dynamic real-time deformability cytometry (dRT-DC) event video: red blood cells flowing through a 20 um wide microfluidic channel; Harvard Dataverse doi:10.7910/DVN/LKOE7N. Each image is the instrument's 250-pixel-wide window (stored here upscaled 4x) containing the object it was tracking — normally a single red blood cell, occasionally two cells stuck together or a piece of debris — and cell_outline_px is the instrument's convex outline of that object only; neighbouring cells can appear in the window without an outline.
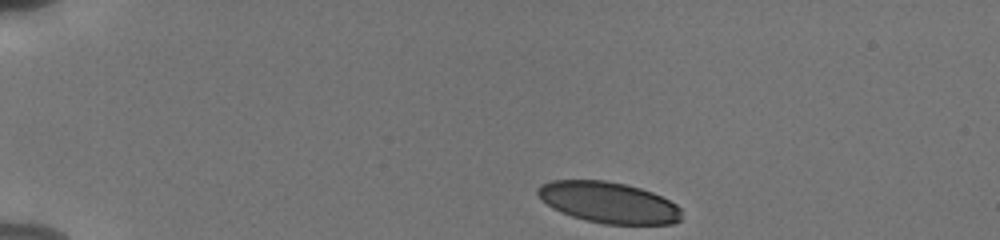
{"species": "human", "species_latin": "Homo sapiens", "temperature_condition": "cold", "stored_images_in_passage": 40, "camera_frame_rate_fps": 3000, "um_per_image_px": 0.085, "donor": {"sex": "male"}, "frame": {"image": 1, "passage_image": 1, "time_ms": 0.0, "image_size_px": [1000, 240], "cell_outline_px": [[680, 220], [672, 224], [604, 224], [572, 216], [552, 208], [536, 192], [536, 188], [540, 184], [552, 180], [604, 180], [624, 184], [640, 188], [652, 192], [676, 204], [680, 208]], "centroid_in_image_um": [51.72, 17.2], "position_along_channel_um": 33.3, "area_um2": 34.16}}
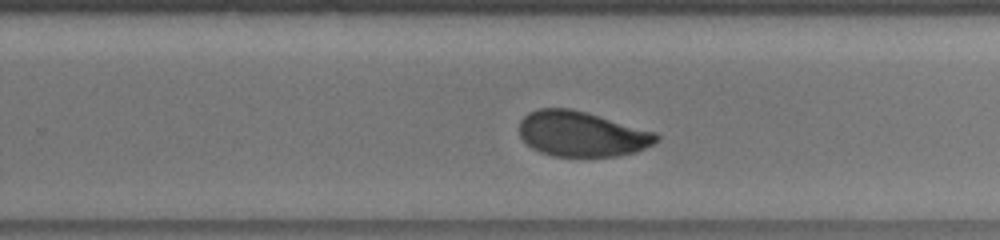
{"frame": {"image": 2, "passage_image": 27, "time_ms": 8.667, "image_size_px": [1000, 240], "cell_outline_px": [[660, 140], [636, 152], [616, 156], [552, 156], [540, 152], [532, 148], [520, 136], [520, 120], [528, 112], [540, 108], [572, 108], [588, 112], [656, 132], [660, 136]], "centroid_in_image_um": [49.46, 11.37], "position_along_channel_um": 280.3, "area_um2": 36.3}}
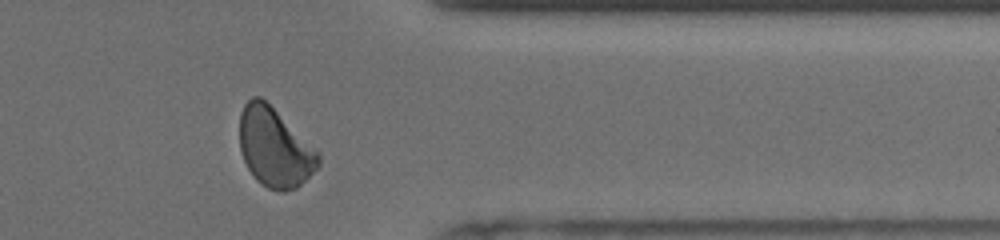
{"frame": {"image": 3, "passage_image": 36, "time_ms": 11.667, "image_size_px": [1000, 240], "cell_outline_px": [[320, 164], [296, 188], [284, 192], [280, 192], [268, 188], [260, 184], [256, 180], [248, 168], [244, 160], [240, 148], [240, 112], [244, 104], [252, 96], [260, 96], [320, 152]], "centroid_in_image_um": [23.33, 12.55], "position_along_channel_um": 388.1, "area_um2": 36.07}, "authors_computed_cell_mechanics": {"area_um2": 36.992, "velocity_mm_per_s": 3.7861, "shape_relaxation_time_tau1_ms": 4.2909, "shape_relaxation_time_tau2_ms": 1.208, "deformation_change_tau1": 0.1181, "deformation_change_tau2": 0.0485}}